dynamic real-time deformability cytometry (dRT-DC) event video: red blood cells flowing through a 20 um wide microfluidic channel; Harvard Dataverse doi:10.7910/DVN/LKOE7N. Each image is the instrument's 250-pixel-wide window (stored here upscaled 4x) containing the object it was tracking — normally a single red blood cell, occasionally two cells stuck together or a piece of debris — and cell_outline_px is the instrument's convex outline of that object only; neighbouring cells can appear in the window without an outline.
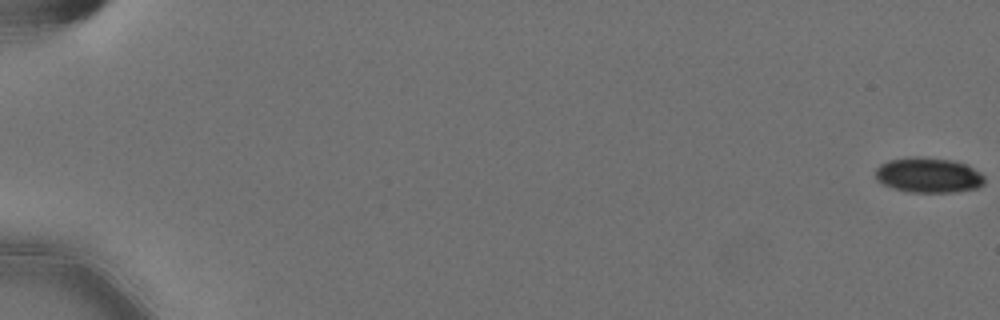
{"species": "Egyptian fruit bat (a non-hibernating species)", "species_latin": "Rousettus aegyptiacus", "temperature_condition": "cold", "stored_images_in_passage": 59, "camera_frame_rate_fps": 3000, "um_per_image_px": 0.085, "animal": {"sex": "female"}, "frame": {"image": 1, "passage_image": 1, "time_ms": 0.0, "image_size_px": [1000, 320], "cell_outline_px": [[984, 184], [976, 188], [952, 192], [908, 192], [892, 188], [876, 180], [876, 168], [880, 164], [888, 160], [952, 160], [968, 164], [980, 172], [984, 176]], "centroid_in_image_um": [78.95, 14.94], "position_along_channel_um": 6.0, "area_um2": 21.5}}
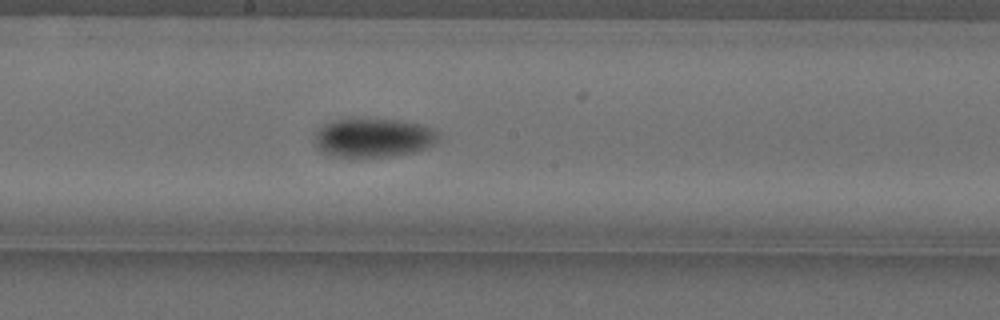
{"frame": {"image": 2, "passage_image": 34, "time_ms": 11.0, "image_size_px": [1000, 320], "cell_outline_px": [[440, 140], [424, 148], [412, 152], [388, 156], [332, 156], [320, 152], [316, 148], [316, 132], [324, 124], [336, 120], [352, 116], [396, 120], [420, 124], [440, 132]], "centroid_in_image_um": [31.71, 11.67], "position_along_channel_um": 216.5, "area_um2": 28.38}}
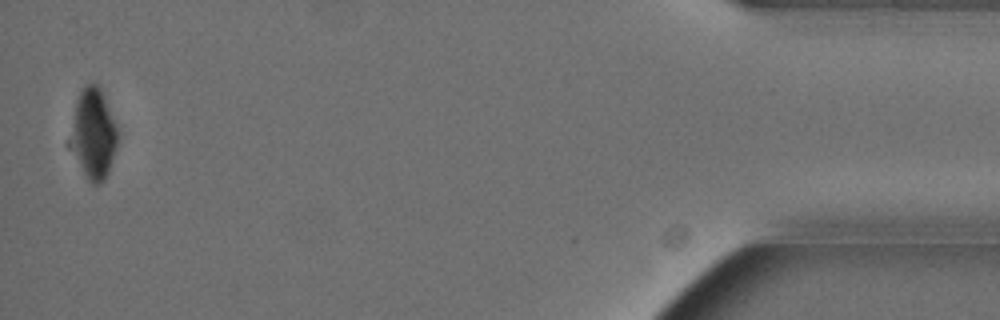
{"frame": {"image": 3, "passage_image": 58, "time_ms": 19.0, "image_size_px": [1000, 320], "cell_outline_px": [[120, 136], [108, 172], [104, 180], [100, 184], [92, 184], [88, 180], [80, 164], [76, 136], [76, 100], [80, 92], [88, 84], [96, 84], [100, 88], [104, 96], [120, 132]], "centroid_in_image_um": [8.1, 11.36], "position_along_channel_um": 427.1, "area_um2": 22.83}, "authors_computed_cell_mechanics": {"area_um2": 25.2586, "velocity_mm_per_s": 3.5809, "shape_relaxation_time_tau1_ms": 7.6938, "shape_relaxation_time_tau2_ms": null, "deformation_change_tau1": 0.1444, "deformation_change_tau2": null}}